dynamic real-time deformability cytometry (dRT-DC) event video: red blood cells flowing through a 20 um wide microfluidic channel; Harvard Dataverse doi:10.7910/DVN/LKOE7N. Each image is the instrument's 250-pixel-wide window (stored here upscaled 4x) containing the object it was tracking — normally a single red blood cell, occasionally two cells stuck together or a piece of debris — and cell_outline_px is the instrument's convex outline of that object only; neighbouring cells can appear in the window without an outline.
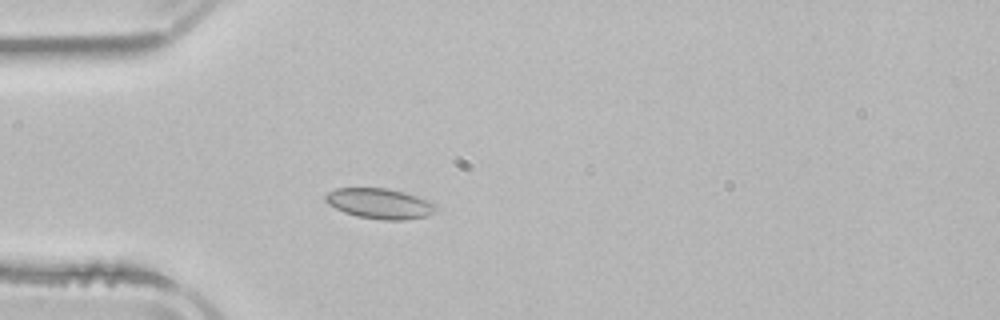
{"species": "common noctule bat (a hibernating species)", "species_latin": "Nyctalus noctula", "temperature_condition": "room temperature", "stored_images_in_passage": 3, "camera_frame_rate_fps": 3000, "um_per_image_px": 0.085, "animal": {"sex": "male", "body_mass_g": 21.5, "forearm_length_mm": 52.0}, "frame": {"image": 1, "passage_image": 3, "time_ms": 4.0, "image_size_px": [1000, 320], "cell_outline_px": [[436, 212], [424, 216], [404, 220], [384, 220], [356, 216], [344, 212], [328, 204], [324, 200], [324, 196], [328, 192], [336, 188], [388, 188], [404, 192], [416, 196], [436, 204]], "centroid_in_image_um": [32.25, 17.3], "position_along_channel_um": 52.8, "area_um2": 19.48}}